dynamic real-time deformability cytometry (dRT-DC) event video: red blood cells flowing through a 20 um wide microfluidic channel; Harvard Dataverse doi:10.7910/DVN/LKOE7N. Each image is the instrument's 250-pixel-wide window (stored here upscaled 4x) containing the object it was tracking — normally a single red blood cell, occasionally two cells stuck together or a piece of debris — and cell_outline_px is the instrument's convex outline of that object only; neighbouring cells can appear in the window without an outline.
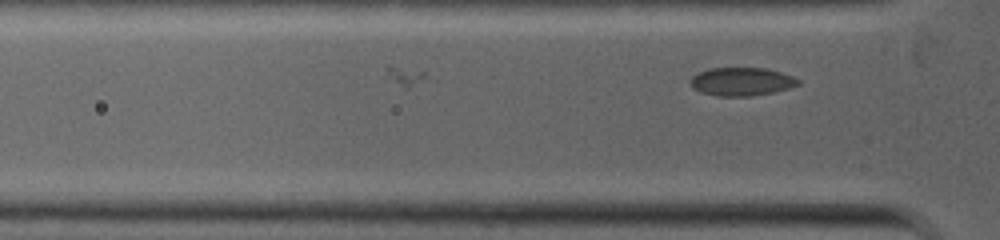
{"species": "common noctule bat (a hibernating species)", "species_latin": "Nyctalus noctula", "temperature_condition": "warm", "stored_images_in_passage": 5, "camera_frame_rate_fps": 5000, "um_per_image_px": 0.085, "animal": {"sex": "female", "body_mass_g": 19.0, "forearm_length_mm": 53.3}, "frame": {"image": 1, "passage_image": 5, "time_ms": 1.2, "image_size_px": [1000, 240], "cell_outline_px": [[800, 84], [788, 88], [772, 92], [752, 96], [716, 96], [700, 92], [692, 88], [688, 80], [692, 76], [708, 68], [764, 68], [780, 72], [792, 76], [800, 80]], "centroid_in_image_um": [62.99, 6.94], "position_along_channel_um": 62.8, "area_um2": 17.8}}